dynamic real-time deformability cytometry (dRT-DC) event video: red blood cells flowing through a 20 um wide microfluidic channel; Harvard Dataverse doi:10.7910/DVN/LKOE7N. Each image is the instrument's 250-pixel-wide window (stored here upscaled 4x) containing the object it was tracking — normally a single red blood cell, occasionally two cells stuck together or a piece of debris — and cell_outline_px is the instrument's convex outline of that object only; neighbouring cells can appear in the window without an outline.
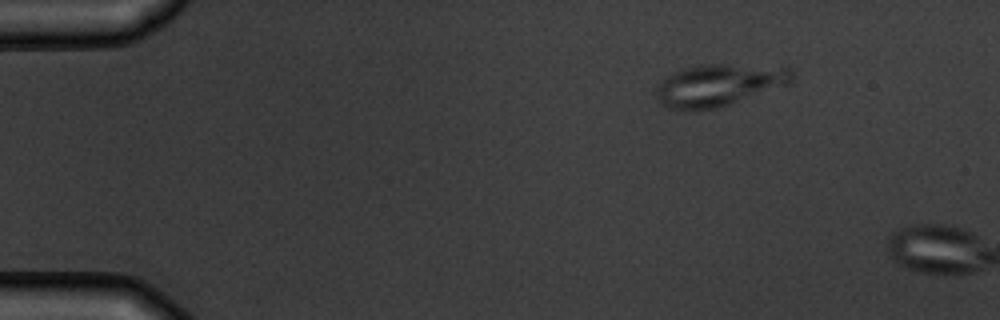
{"species": "common noctule bat (a hibernating species)", "species_latin": "Nyctalus noctula", "temperature_condition": "warm", "stored_images_in_passage": 2, "camera_frame_rate_fps": 3000, "um_per_image_px": 0.085, "animal": {"sex": "male", "body_mass_g": 19.5, "forearm_length_mm": 54.6}, "frame": {"image": 1, "passage_image": 1, "time_ms": 0.0, "image_size_px": [1000, 320], "cell_outline_px": [[792, 84], [716, 108], [668, 108], [660, 104], [656, 96], [656, 84], [668, 76], [684, 68], [700, 64], [788, 64], [792, 68]], "centroid_in_image_um": [61.23, 7.17], "position_along_channel_um": 23.8, "area_um2": 33.7}}